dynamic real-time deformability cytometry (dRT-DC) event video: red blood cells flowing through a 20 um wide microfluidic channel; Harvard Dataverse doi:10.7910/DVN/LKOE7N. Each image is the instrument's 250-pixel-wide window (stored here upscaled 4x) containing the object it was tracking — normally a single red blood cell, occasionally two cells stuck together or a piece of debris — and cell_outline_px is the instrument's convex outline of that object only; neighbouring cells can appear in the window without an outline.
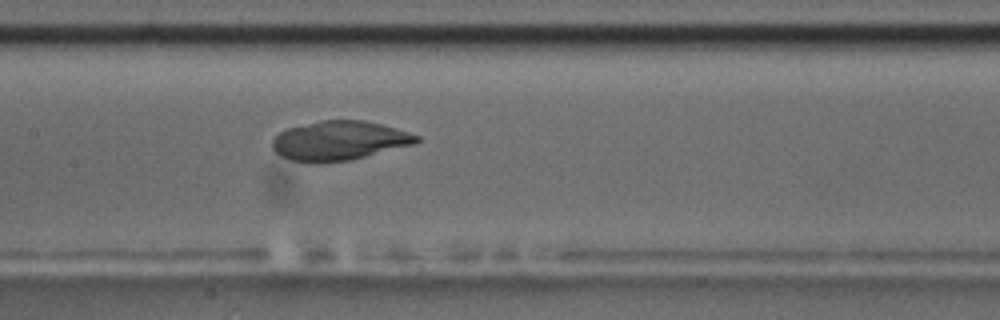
{"species": "common noctule bat (a hibernating species)", "species_latin": "Nyctalus noctula", "temperature_condition": "room temperature", "stored_images_in_passage": 40, "camera_frame_rate_fps": 3000, "um_per_image_px": 0.085, "animal": {"sex": "male", "body_mass_g": 17.5, "forearm_length_mm": 52.3}, "frame": {"image": 1, "passage_image": 12, "time_ms": 3.667, "image_size_px": [1000, 320], "cell_outline_px": [[420, 140], [416, 144], [352, 160], [320, 164], [312, 164], [292, 160], [280, 156], [272, 148], [272, 140], [280, 132], [288, 128], [320, 120], [364, 120], [396, 128], [420, 136]], "centroid_in_image_um": [28.84, 11.98], "position_along_channel_um": 178.6, "area_um2": 33.47}}